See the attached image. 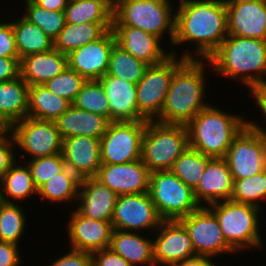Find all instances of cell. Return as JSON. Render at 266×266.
<instances>
[{
	"mask_svg": "<svg viewBox=\"0 0 266 266\" xmlns=\"http://www.w3.org/2000/svg\"><path fill=\"white\" fill-rule=\"evenodd\" d=\"M9 131L28 160L62 153L63 138L55 122L25 117L14 123Z\"/></svg>",
	"mask_w": 266,
	"mask_h": 266,
	"instance_id": "8fae6325",
	"label": "cell"
},
{
	"mask_svg": "<svg viewBox=\"0 0 266 266\" xmlns=\"http://www.w3.org/2000/svg\"><path fill=\"white\" fill-rule=\"evenodd\" d=\"M9 131V127L0 119V134Z\"/></svg>",
	"mask_w": 266,
	"mask_h": 266,
	"instance_id": "f5cc1de1",
	"label": "cell"
},
{
	"mask_svg": "<svg viewBox=\"0 0 266 266\" xmlns=\"http://www.w3.org/2000/svg\"><path fill=\"white\" fill-rule=\"evenodd\" d=\"M146 123L110 122L100 139L102 164H123L141 159Z\"/></svg>",
	"mask_w": 266,
	"mask_h": 266,
	"instance_id": "30bf717a",
	"label": "cell"
},
{
	"mask_svg": "<svg viewBox=\"0 0 266 266\" xmlns=\"http://www.w3.org/2000/svg\"><path fill=\"white\" fill-rule=\"evenodd\" d=\"M249 95L252 96L251 98L254 100V105H256L255 107H258L257 109H259V111L261 112L259 116H263L264 119H266V81L262 82L260 84H257L255 86H253L249 91H248ZM251 93V94H250ZM266 122V120H264ZM258 121H253L251 118L249 120V118H247V125L250 126L251 128H253L256 131L261 132L262 134H264L266 136V124L263 125H259V123H257Z\"/></svg>",
	"mask_w": 266,
	"mask_h": 266,
	"instance_id": "ee69618b",
	"label": "cell"
},
{
	"mask_svg": "<svg viewBox=\"0 0 266 266\" xmlns=\"http://www.w3.org/2000/svg\"><path fill=\"white\" fill-rule=\"evenodd\" d=\"M176 9L174 47L168 51L185 59L207 60L228 36L225 0H179ZM185 43L192 50L188 46L177 54L174 48Z\"/></svg>",
	"mask_w": 266,
	"mask_h": 266,
	"instance_id": "6da1fadb",
	"label": "cell"
},
{
	"mask_svg": "<svg viewBox=\"0 0 266 266\" xmlns=\"http://www.w3.org/2000/svg\"><path fill=\"white\" fill-rule=\"evenodd\" d=\"M112 30L119 46L149 66L163 63L172 55L170 51L165 50L159 37L137 27L112 25Z\"/></svg>",
	"mask_w": 266,
	"mask_h": 266,
	"instance_id": "ffe728a7",
	"label": "cell"
},
{
	"mask_svg": "<svg viewBox=\"0 0 266 266\" xmlns=\"http://www.w3.org/2000/svg\"><path fill=\"white\" fill-rule=\"evenodd\" d=\"M228 35L266 40V0H225Z\"/></svg>",
	"mask_w": 266,
	"mask_h": 266,
	"instance_id": "2e32d148",
	"label": "cell"
},
{
	"mask_svg": "<svg viewBox=\"0 0 266 266\" xmlns=\"http://www.w3.org/2000/svg\"><path fill=\"white\" fill-rule=\"evenodd\" d=\"M150 173L139 159L123 164H102L95 178L121 196L148 192Z\"/></svg>",
	"mask_w": 266,
	"mask_h": 266,
	"instance_id": "d6986e66",
	"label": "cell"
},
{
	"mask_svg": "<svg viewBox=\"0 0 266 266\" xmlns=\"http://www.w3.org/2000/svg\"><path fill=\"white\" fill-rule=\"evenodd\" d=\"M63 139L75 136H90L101 139L110 121L101 115L71 105L55 121Z\"/></svg>",
	"mask_w": 266,
	"mask_h": 266,
	"instance_id": "484cf974",
	"label": "cell"
},
{
	"mask_svg": "<svg viewBox=\"0 0 266 266\" xmlns=\"http://www.w3.org/2000/svg\"><path fill=\"white\" fill-rule=\"evenodd\" d=\"M234 180L225 158H212L194 189L195 198L200 206L230 200Z\"/></svg>",
	"mask_w": 266,
	"mask_h": 266,
	"instance_id": "7402d4cb",
	"label": "cell"
},
{
	"mask_svg": "<svg viewBox=\"0 0 266 266\" xmlns=\"http://www.w3.org/2000/svg\"><path fill=\"white\" fill-rule=\"evenodd\" d=\"M80 180L69 168L64 172L55 175L53 178L49 179L47 182L42 184L38 188L39 198L42 200H47L49 204H66L67 202L75 207Z\"/></svg>",
	"mask_w": 266,
	"mask_h": 266,
	"instance_id": "836d02e7",
	"label": "cell"
},
{
	"mask_svg": "<svg viewBox=\"0 0 266 266\" xmlns=\"http://www.w3.org/2000/svg\"><path fill=\"white\" fill-rule=\"evenodd\" d=\"M67 67V55L53 48L23 57L20 60V76L29 86L43 85Z\"/></svg>",
	"mask_w": 266,
	"mask_h": 266,
	"instance_id": "d4e9b609",
	"label": "cell"
},
{
	"mask_svg": "<svg viewBox=\"0 0 266 266\" xmlns=\"http://www.w3.org/2000/svg\"><path fill=\"white\" fill-rule=\"evenodd\" d=\"M118 195L95 177L80 180L75 209L90 219L111 221Z\"/></svg>",
	"mask_w": 266,
	"mask_h": 266,
	"instance_id": "603a6c76",
	"label": "cell"
},
{
	"mask_svg": "<svg viewBox=\"0 0 266 266\" xmlns=\"http://www.w3.org/2000/svg\"><path fill=\"white\" fill-rule=\"evenodd\" d=\"M37 5L47 10L64 11L69 0H33Z\"/></svg>",
	"mask_w": 266,
	"mask_h": 266,
	"instance_id": "816d5d0a",
	"label": "cell"
},
{
	"mask_svg": "<svg viewBox=\"0 0 266 266\" xmlns=\"http://www.w3.org/2000/svg\"><path fill=\"white\" fill-rule=\"evenodd\" d=\"M62 156L67 168L79 179L96 177L102 165L100 139L75 136L63 139Z\"/></svg>",
	"mask_w": 266,
	"mask_h": 266,
	"instance_id": "44dd1931",
	"label": "cell"
},
{
	"mask_svg": "<svg viewBox=\"0 0 266 266\" xmlns=\"http://www.w3.org/2000/svg\"><path fill=\"white\" fill-rule=\"evenodd\" d=\"M172 0H122L113 8L112 25H128L159 37L169 35L172 46L175 37L176 7ZM173 5V6H172Z\"/></svg>",
	"mask_w": 266,
	"mask_h": 266,
	"instance_id": "8992f818",
	"label": "cell"
},
{
	"mask_svg": "<svg viewBox=\"0 0 266 266\" xmlns=\"http://www.w3.org/2000/svg\"><path fill=\"white\" fill-rule=\"evenodd\" d=\"M66 23H113V7L106 0H69Z\"/></svg>",
	"mask_w": 266,
	"mask_h": 266,
	"instance_id": "d6a6232c",
	"label": "cell"
},
{
	"mask_svg": "<svg viewBox=\"0 0 266 266\" xmlns=\"http://www.w3.org/2000/svg\"><path fill=\"white\" fill-rule=\"evenodd\" d=\"M214 261L213 257L197 255L192 258L184 259L172 266H218Z\"/></svg>",
	"mask_w": 266,
	"mask_h": 266,
	"instance_id": "f907efd6",
	"label": "cell"
},
{
	"mask_svg": "<svg viewBox=\"0 0 266 266\" xmlns=\"http://www.w3.org/2000/svg\"><path fill=\"white\" fill-rule=\"evenodd\" d=\"M29 85L21 78L0 82V119L10 128L27 117Z\"/></svg>",
	"mask_w": 266,
	"mask_h": 266,
	"instance_id": "83f0119b",
	"label": "cell"
},
{
	"mask_svg": "<svg viewBox=\"0 0 266 266\" xmlns=\"http://www.w3.org/2000/svg\"><path fill=\"white\" fill-rule=\"evenodd\" d=\"M17 161L0 179L1 200L6 203H21L34 194L38 195L29 166Z\"/></svg>",
	"mask_w": 266,
	"mask_h": 266,
	"instance_id": "f1b7e54d",
	"label": "cell"
},
{
	"mask_svg": "<svg viewBox=\"0 0 266 266\" xmlns=\"http://www.w3.org/2000/svg\"><path fill=\"white\" fill-rule=\"evenodd\" d=\"M20 76V59L0 57V82H7Z\"/></svg>",
	"mask_w": 266,
	"mask_h": 266,
	"instance_id": "681fc988",
	"label": "cell"
},
{
	"mask_svg": "<svg viewBox=\"0 0 266 266\" xmlns=\"http://www.w3.org/2000/svg\"><path fill=\"white\" fill-rule=\"evenodd\" d=\"M24 161L30 168L34 184L37 188L67 169L62 153Z\"/></svg>",
	"mask_w": 266,
	"mask_h": 266,
	"instance_id": "b9f144b4",
	"label": "cell"
},
{
	"mask_svg": "<svg viewBox=\"0 0 266 266\" xmlns=\"http://www.w3.org/2000/svg\"><path fill=\"white\" fill-rule=\"evenodd\" d=\"M74 210V211H73ZM66 224L69 248L94 252L110 247L114 231L111 221H101L82 216L74 207Z\"/></svg>",
	"mask_w": 266,
	"mask_h": 266,
	"instance_id": "e0dca14e",
	"label": "cell"
},
{
	"mask_svg": "<svg viewBox=\"0 0 266 266\" xmlns=\"http://www.w3.org/2000/svg\"><path fill=\"white\" fill-rule=\"evenodd\" d=\"M225 159L234 181L262 172L266 169V136L246 125L233 139Z\"/></svg>",
	"mask_w": 266,
	"mask_h": 266,
	"instance_id": "7c38bea8",
	"label": "cell"
},
{
	"mask_svg": "<svg viewBox=\"0 0 266 266\" xmlns=\"http://www.w3.org/2000/svg\"><path fill=\"white\" fill-rule=\"evenodd\" d=\"M24 210L20 203H0V241L19 245L28 227Z\"/></svg>",
	"mask_w": 266,
	"mask_h": 266,
	"instance_id": "8d00e7d4",
	"label": "cell"
},
{
	"mask_svg": "<svg viewBox=\"0 0 266 266\" xmlns=\"http://www.w3.org/2000/svg\"><path fill=\"white\" fill-rule=\"evenodd\" d=\"M13 17L11 23L20 60L25 56L51 51L54 48V41L39 26L32 24L23 16L17 19Z\"/></svg>",
	"mask_w": 266,
	"mask_h": 266,
	"instance_id": "1f68e13d",
	"label": "cell"
},
{
	"mask_svg": "<svg viewBox=\"0 0 266 266\" xmlns=\"http://www.w3.org/2000/svg\"><path fill=\"white\" fill-rule=\"evenodd\" d=\"M110 105V122L138 121L136 84L105 74L98 80Z\"/></svg>",
	"mask_w": 266,
	"mask_h": 266,
	"instance_id": "cb8c5ba5",
	"label": "cell"
},
{
	"mask_svg": "<svg viewBox=\"0 0 266 266\" xmlns=\"http://www.w3.org/2000/svg\"><path fill=\"white\" fill-rule=\"evenodd\" d=\"M92 254V266H132L110 248L97 250Z\"/></svg>",
	"mask_w": 266,
	"mask_h": 266,
	"instance_id": "7dc6e473",
	"label": "cell"
},
{
	"mask_svg": "<svg viewBox=\"0 0 266 266\" xmlns=\"http://www.w3.org/2000/svg\"><path fill=\"white\" fill-rule=\"evenodd\" d=\"M87 80L67 67L63 72L48 80L45 85L49 91L73 103Z\"/></svg>",
	"mask_w": 266,
	"mask_h": 266,
	"instance_id": "60d3db41",
	"label": "cell"
},
{
	"mask_svg": "<svg viewBox=\"0 0 266 266\" xmlns=\"http://www.w3.org/2000/svg\"><path fill=\"white\" fill-rule=\"evenodd\" d=\"M188 147L186 125L147 121L142 139L141 161L150 172L170 170Z\"/></svg>",
	"mask_w": 266,
	"mask_h": 266,
	"instance_id": "52a82bcc",
	"label": "cell"
},
{
	"mask_svg": "<svg viewBox=\"0 0 266 266\" xmlns=\"http://www.w3.org/2000/svg\"><path fill=\"white\" fill-rule=\"evenodd\" d=\"M25 12L21 14L32 24L39 26L53 41L66 24L63 11H52L37 5L33 0H23Z\"/></svg>",
	"mask_w": 266,
	"mask_h": 266,
	"instance_id": "74e56055",
	"label": "cell"
},
{
	"mask_svg": "<svg viewBox=\"0 0 266 266\" xmlns=\"http://www.w3.org/2000/svg\"><path fill=\"white\" fill-rule=\"evenodd\" d=\"M216 216L223 237L236 252L260 250L265 241L260 230L262 209L253 205L224 200L207 206ZM253 248V249H251Z\"/></svg>",
	"mask_w": 266,
	"mask_h": 266,
	"instance_id": "5b68a950",
	"label": "cell"
},
{
	"mask_svg": "<svg viewBox=\"0 0 266 266\" xmlns=\"http://www.w3.org/2000/svg\"><path fill=\"white\" fill-rule=\"evenodd\" d=\"M64 255L49 263L48 266H92V254L87 251L69 249Z\"/></svg>",
	"mask_w": 266,
	"mask_h": 266,
	"instance_id": "bcb514c9",
	"label": "cell"
},
{
	"mask_svg": "<svg viewBox=\"0 0 266 266\" xmlns=\"http://www.w3.org/2000/svg\"><path fill=\"white\" fill-rule=\"evenodd\" d=\"M212 158L190 147L173 163L170 171L193 190L198 186L208 162Z\"/></svg>",
	"mask_w": 266,
	"mask_h": 266,
	"instance_id": "d590c367",
	"label": "cell"
},
{
	"mask_svg": "<svg viewBox=\"0 0 266 266\" xmlns=\"http://www.w3.org/2000/svg\"><path fill=\"white\" fill-rule=\"evenodd\" d=\"M186 60L171 55L163 63L146 69L136 84L138 121H154L161 114L172 76Z\"/></svg>",
	"mask_w": 266,
	"mask_h": 266,
	"instance_id": "9c48e42d",
	"label": "cell"
},
{
	"mask_svg": "<svg viewBox=\"0 0 266 266\" xmlns=\"http://www.w3.org/2000/svg\"><path fill=\"white\" fill-rule=\"evenodd\" d=\"M207 60L215 75L240 82L248 91L266 81V40L228 35Z\"/></svg>",
	"mask_w": 266,
	"mask_h": 266,
	"instance_id": "3957f363",
	"label": "cell"
},
{
	"mask_svg": "<svg viewBox=\"0 0 266 266\" xmlns=\"http://www.w3.org/2000/svg\"><path fill=\"white\" fill-rule=\"evenodd\" d=\"M146 235L114 229L109 248L132 266H155L153 239Z\"/></svg>",
	"mask_w": 266,
	"mask_h": 266,
	"instance_id": "4316f807",
	"label": "cell"
},
{
	"mask_svg": "<svg viewBox=\"0 0 266 266\" xmlns=\"http://www.w3.org/2000/svg\"><path fill=\"white\" fill-rule=\"evenodd\" d=\"M148 64L136 59L117 43L113 45L106 74L137 84L144 76Z\"/></svg>",
	"mask_w": 266,
	"mask_h": 266,
	"instance_id": "e575fe53",
	"label": "cell"
},
{
	"mask_svg": "<svg viewBox=\"0 0 266 266\" xmlns=\"http://www.w3.org/2000/svg\"><path fill=\"white\" fill-rule=\"evenodd\" d=\"M20 245L0 241V266H19L23 265Z\"/></svg>",
	"mask_w": 266,
	"mask_h": 266,
	"instance_id": "c3c4849f",
	"label": "cell"
},
{
	"mask_svg": "<svg viewBox=\"0 0 266 266\" xmlns=\"http://www.w3.org/2000/svg\"><path fill=\"white\" fill-rule=\"evenodd\" d=\"M76 108L106 117L110 121V105L98 80L87 81L72 103Z\"/></svg>",
	"mask_w": 266,
	"mask_h": 266,
	"instance_id": "ab89813d",
	"label": "cell"
},
{
	"mask_svg": "<svg viewBox=\"0 0 266 266\" xmlns=\"http://www.w3.org/2000/svg\"><path fill=\"white\" fill-rule=\"evenodd\" d=\"M71 105V102L52 93L45 85L29 86L27 113L29 118L54 122Z\"/></svg>",
	"mask_w": 266,
	"mask_h": 266,
	"instance_id": "4dcf8cb0",
	"label": "cell"
},
{
	"mask_svg": "<svg viewBox=\"0 0 266 266\" xmlns=\"http://www.w3.org/2000/svg\"><path fill=\"white\" fill-rule=\"evenodd\" d=\"M4 19L0 20V57L19 58L12 23Z\"/></svg>",
	"mask_w": 266,
	"mask_h": 266,
	"instance_id": "f6af8a7d",
	"label": "cell"
},
{
	"mask_svg": "<svg viewBox=\"0 0 266 266\" xmlns=\"http://www.w3.org/2000/svg\"><path fill=\"white\" fill-rule=\"evenodd\" d=\"M154 233L155 266H172L197 256L190 235L179 220H163Z\"/></svg>",
	"mask_w": 266,
	"mask_h": 266,
	"instance_id": "9a60e30c",
	"label": "cell"
},
{
	"mask_svg": "<svg viewBox=\"0 0 266 266\" xmlns=\"http://www.w3.org/2000/svg\"><path fill=\"white\" fill-rule=\"evenodd\" d=\"M208 60L187 59L173 74L161 110L154 120L162 124L187 125L211 102L204 100Z\"/></svg>",
	"mask_w": 266,
	"mask_h": 266,
	"instance_id": "7a4b0ae2",
	"label": "cell"
},
{
	"mask_svg": "<svg viewBox=\"0 0 266 266\" xmlns=\"http://www.w3.org/2000/svg\"><path fill=\"white\" fill-rule=\"evenodd\" d=\"M187 229L196 255L219 257L236 254L223 237L215 214L201 206L179 220Z\"/></svg>",
	"mask_w": 266,
	"mask_h": 266,
	"instance_id": "4fadbf2b",
	"label": "cell"
},
{
	"mask_svg": "<svg viewBox=\"0 0 266 266\" xmlns=\"http://www.w3.org/2000/svg\"><path fill=\"white\" fill-rule=\"evenodd\" d=\"M266 199V169L248 178L234 181L230 200L253 205L262 209V201Z\"/></svg>",
	"mask_w": 266,
	"mask_h": 266,
	"instance_id": "f35d334b",
	"label": "cell"
},
{
	"mask_svg": "<svg viewBox=\"0 0 266 266\" xmlns=\"http://www.w3.org/2000/svg\"><path fill=\"white\" fill-rule=\"evenodd\" d=\"M113 8L122 0H106Z\"/></svg>",
	"mask_w": 266,
	"mask_h": 266,
	"instance_id": "db71d44e",
	"label": "cell"
},
{
	"mask_svg": "<svg viewBox=\"0 0 266 266\" xmlns=\"http://www.w3.org/2000/svg\"><path fill=\"white\" fill-rule=\"evenodd\" d=\"M116 38L113 30H109L102 38L71 51L68 67L76 71L87 81L99 80L109 67L110 55Z\"/></svg>",
	"mask_w": 266,
	"mask_h": 266,
	"instance_id": "ac0fdd59",
	"label": "cell"
},
{
	"mask_svg": "<svg viewBox=\"0 0 266 266\" xmlns=\"http://www.w3.org/2000/svg\"><path fill=\"white\" fill-rule=\"evenodd\" d=\"M234 113L212 103L201 110L186 125L189 147L211 158H225L233 139L247 125V117Z\"/></svg>",
	"mask_w": 266,
	"mask_h": 266,
	"instance_id": "277c9868",
	"label": "cell"
},
{
	"mask_svg": "<svg viewBox=\"0 0 266 266\" xmlns=\"http://www.w3.org/2000/svg\"><path fill=\"white\" fill-rule=\"evenodd\" d=\"M15 149L16 143L11 132L7 131L0 134V179L10 169L11 165L17 160V158L18 160L23 159V154H16Z\"/></svg>",
	"mask_w": 266,
	"mask_h": 266,
	"instance_id": "7bdbcfd3",
	"label": "cell"
},
{
	"mask_svg": "<svg viewBox=\"0 0 266 266\" xmlns=\"http://www.w3.org/2000/svg\"><path fill=\"white\" fill-rule=\"evenodd\" d=\"M162 221L149 193L145 192L118 196L111 223L115 230L150 233Z\"/></svg>",
	"mask_w": 266,
	"mask_h": 266,
	"instance_id": "5bb4252c",
	"label": "cell"
},
{
	"mask_svg": "<svg viewBox=\"0 0 266 266\" xmlns=\"http://www.w3.org/2000/svg\"><path fill=\"white\" fill-rule=\"evenodd\" d=\"M112 29V23H66L54 40V49L68 55L83 45L102 38Z\"/></svg>",
	"mask_w": 266,
	"mask_h": 266,
	"instance_id": "f546056e",
	"label": "cell"
},
{
	"mask_svg": "<svg viewBox=\"0 0 266 266\" xmlns=\"http://www.w3.org/2000/svg\"><path fill=\"white\" fill-rule=\"evenodd\" d=\"M148 193L162 220H180L201 207L194 190L170 170L150 173Z\"/></svg>",
	"mask_w": 266,
	"mask_h": 266,
	"instance_id": "ba28073f",
	"label": "cell"
}]
</instances>
